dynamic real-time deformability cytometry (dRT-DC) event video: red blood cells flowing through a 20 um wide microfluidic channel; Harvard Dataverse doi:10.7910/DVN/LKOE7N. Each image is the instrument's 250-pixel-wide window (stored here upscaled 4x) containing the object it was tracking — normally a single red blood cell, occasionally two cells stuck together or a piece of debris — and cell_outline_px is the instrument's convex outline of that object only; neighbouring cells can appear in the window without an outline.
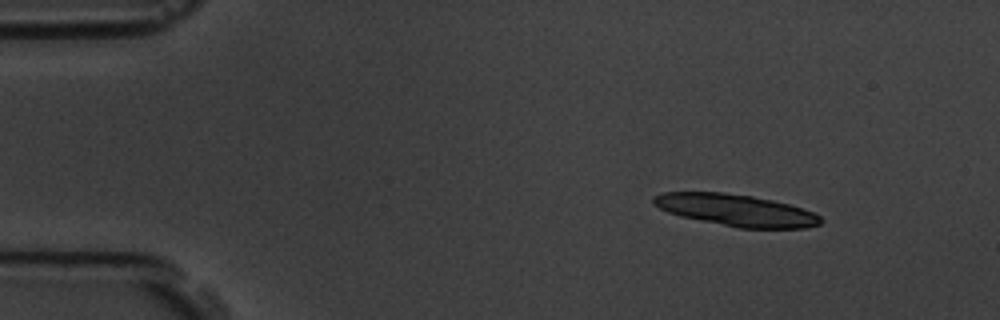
{"species": "common noctule bat (a hibernating species)", "species_latin": "Nyctalus noctula", "temperature_condition": "room temperature", "stored_images_in_passage": 26, "camera_frame_rate_fps": 3000, "um_per_image_px": 0.085, "animal": {"sex": "male", "body_mass_g": 19.5, "forearm_length_mm": 54.6}, "frame": {"image": 1, "passage_image": 6, "time_ms": 1.667, "image_size_px": [1000, 320], "cell_outline_px": [[824, 220], [820, 224], [804, 228], [740, 228], [680, 216], [668, 212], [652, 204], [652, 196], [660, 192], [724, 192], [752, 196], [772, 200], [788, 204], [812, 212], [820, 216]], "centroid_in_image_um": [62.53, 17.86], "position_along_channel_um": 22.5, "area_um2": 30.87}}
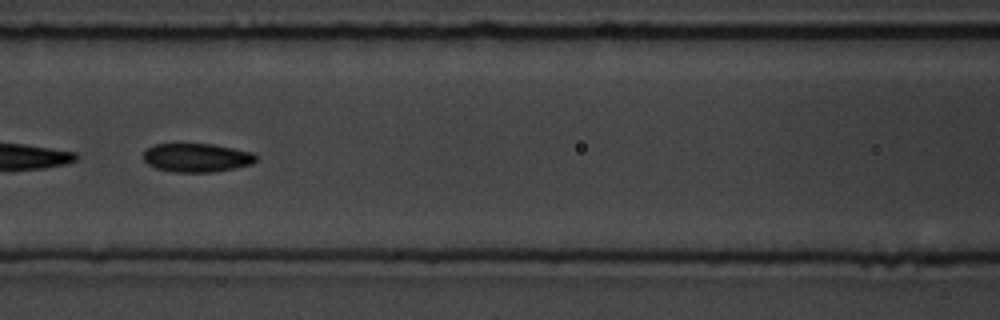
{"frame": {"image": 2, "passage_image": 24, "time_ms": 7.667, "image_size_px": [1000, 320], "cell_outline_px": [[256, 160], [252, 164], [212, 172], [172, 172], [156, 168], [148, 164], [144, 160], [144, 152], [148, 148], [156, 144], [212, 144], [252, 152], [256, 156]], "centroid_in_image_um": [16.71, 13.4], "position_along_channel_um": 149.9, "area_um2": 18.61}}